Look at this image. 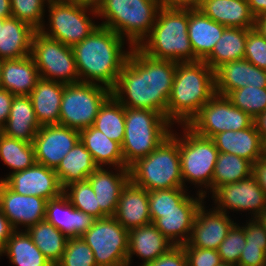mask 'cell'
<instances>
[{
	"mask_svg": "<svg viewBox=\"0 0 266 266\" xmlns=\"http://www.w3.org/2000/svg\"><path fill=\"white\" fill-rule=\"evenodd\" d=\"M130 50L112 95L124 107L153 110L166 117L177 62L152 58L138 47Z\"/></svg>",
	"mask_w": 266,
	"mask_h": 266,
	"instance_id": "1",
	"label": "cell"
},
{
	"mask_svg": "<svg viewBox=\"0 0 266 266\" xmlns=\"http://www.w3.org/2000/svg\"><path fill=\"white\" fill-rule=\"evenodd\" d=\"M122 45L123 38L100 25L83 41L73 45L79 79L87 76L80 81L95 83L93 80H96L112 90L130 53H124Z\"/></svg>",
	"mask_w": 266,
	"mask_h": 266,
	"instance_id": "2",
	"label": "cell"
},
{
	"mask_svg": "<svg viewBox=\"0 0 266 266\" xmlns=\"http://www.w3.org/2000/svg\"><path fill=\"white\" fill-rule=\"evenodd\" d=\"M215 94L214 71L204 61L177 62L166 118L188 125Z\"/></svg>",
	"mask_w": 266,
	"mask_h": 266,
	"instance_id": "3",
	"label": "cell"
},
{
	"mask_svg": "<svg viewBox=\"0 0 266 266\" xmlns=\"http://www.w3.org/2000/svg\"><path fill=\"white\" fill-rule=\"evenodd\" d=\"M159 11L148 41L146 44L143 41L138 48L155 59L195 62V54L188 36L189 9L161 7Z\"/></svg>",
	"mask_w": 266,
	"mask_h": 266,
	"instance_id": "4",
	"label": "cell"
},
{
	"mask_svg": "<svg viewBox=\"0 0 266 266\" xmlns=\"http://www.w3.org/2000/svg\"><path fill=\"white\" fill-rule=\"evenodd\" d=\"M130 181L147 191L184 188L178 138L170 134L148 156L129 167Z\"/></svg>",
	"mask_w": 266,
	"mask_h": 266,
	"instance_id": "5",
	"label": "cell"
},
{
	"mask_svg": "<svg viewBox=\"0 0 266 266\" xmlns=\"http://www.w3.org/2000/svg\"><path fill=\"white\" fill-rule=\"evenodd\" d=\"M160 8L159 0H103L96 14L107 19L100 26L121 38L126 35L130 46L138 47L151 32Z\"/></svg>",
	"mask_w": 266,
	"mask_h": 266,
	"instance_id": "6",
	"label": "cell"
},
{
	"mask_svg": "<svg viewBox=\"0 0 266 266\" xmlns=\"http://www.w3.org/2000/svg\"><path fill=\"white\" fill-rule=\"evenodd\" d=\"M169 123L159 112L125 107V135L121 150L128 168L138 159L148 156L170 136Z\"/></svg>",
	"mask_w": 266,
	"mask_h": 266,
	"instance_id": "7",
	"label": "cell"
},
{
	"mask_svg": "<svg viewBox=\"0 0 266 266\" xmlns=\"http://www.w3.org/2000/svg\"><path fill=\"white\" fill-rule=\"evenodd\" d=\"M111 95L112 90L97 83L79 81L66 84L59 124L78 131L93 126L101 106Z\"/></svg>",
	"mask_w": 266,
	"mask_h": 266,
	"instance_id": "8",
	"label": "cell"
},
{
	"mask_svg": "<svg viewBox=\"0 0 266 266\" xmlns=\"http://www.w3.org/2000/svg\"><path fill=\"white\" fill-rule=\"evenodd\" d=\"M30 56L38 68L40 78L56 81L54 78L57 77L64 84L80 81L72 48L40 31H36L33 36Z\"/></svg>",
	"mask_w": 266,
	"mask_h": 266,
	"instance_id": "9",
	"label": "cell"
},
{
	"mask_svg": "<svg viewBox=\"0 0 266 266\" xmlns=\"http://www.w3.org/2000/svg\"><path fill=\"white\" fill-rule=\"evenodd\" d=\"M81 237L92 249L97 266H127L129 231L114 217L96 219Z\"/></svg>",
	"mask_w": 266,
	"mask_h": 266,
	"instance_id": "10",
	"label": "cell"
},
{
	"mask_svg": "<svg viewBox=\"0 0 266 266\" xmlns=\"http://www.w3.org/2000/svg\"><path fill=\"white\" fill-rule=\"evenodd\" d=\"M184 129L187 130L185 137L178 140L182 180L205 184L212 189L219 151L211 138L196 134L187 125Z\"/></svg>",
	"mask_w": 266,
	"mask_h": 266,
	"instance_id": "11",
	"label": "cell"
},
{
	"mask_svg": "<svg viewBox=\"0 0 266 266\" xmlns=\"http://www.w3.org/2000/svg\"><path fill=\"white\" fill-rule=\"evenodd\" d=\"M254 118L234 106L226 96L215 94L187 125L196 134L212 138L223 131H239L250 127Z\"/></svg>",
	"mask_w": 266,
	"mask_h": 266,
	"instance_id": "12",
	"label": "cell"
},
{
	"mask_svg": "<svg viewBox=\"0 0 266 266\" xmlns=\"http://www.w3.org/2000/svg\"><path fill=\"white\" fill-rule=\"evenodd\" d=\"M51 33L44 27L39 31L45 36L72 47L87 38L98 26L86 16L88 7L60 1H48Z\"/></svg>",
	"mask_w": 266,
	"mask_h": 266,
	"instance_id": "13",
	"label": "cell"
},
{
	"mask_svg": "<svg viewBox=\"0 0 266 266\" xmlns=\"http://www.w3.org/2000/svg\"><path fill=\"white\" fill-rule=\"evenodd\" d=\"M79 140V131L73 128L60 124L41 126L32 142L36 162L56 169Z\"/></svg>",
	"mask_w": 266,
	"mask_h": 266,
	"instance_id": "14",
	"label": "cell"
},
{
	"mask_svg": "<svg viewBox=\"0 0 266 266\" xmlns=\"http://www.w3.org/2000/svg\"><path fill=\"white\" fill-rule=\"evenodd\" d=\"M203 197H205V194L199 191L198 200L186 196L178 204V210L150 211L151 221L169 241L172 240L174 246H182L189 241ZM188 232H190L189 236L187 235ZM177 236H181L180 239L173 241Z\"/></svg>",
	"mask_w": 266,
	"mask_h": 266,
	"instance_id": "15",
	"label": "cell"
},
{
	"mask_svg": "<svg viewBox=\"0 0 266 266\" xmlns=\"http://www.w3.org/2000/svg\"><path fill=\"white\" fill-rule=\"evenodd\" d=\"M0 181L18 194L39 196L47 201L64 192L55 169L37 162L30 168L11 173Z\"/></svg>",
	"mask_w": 266,
	"mask_h": 266,
	"instance_id": "16",
	"label": "cell"
},
{
	"mask_svg": "<svg viewBox=\"0 0 266 266\" xmlns=\"http://www.w3.org/2000/svg\"><path fill=\"white\" fill-rule=\"evenodd\" d=\"M213 195L216 203L218 202L216 210L221 212H226V207L233 210L249 209L255 212L256 218L266 208V194L252 175L247 179L218 187Z\"/></svg>",
	"mask_w": 266,
	"mask_h": 266,
	"instance_id": "17",
	"label": "cell"
},
{
	"mask_svg": "<svg viewBox=\"0 0 266 266\" xmlns=\"http://www.w3.org/2000/svg\"><path fill=\"white\" fill-rule=\"evenodd\" d=\"M46 203L47 200L39 196L18 194L0 181V210L14 230L18 224L29 228L44 220Z\"/></svg>",
	"mask_w": 266,
	"mask_h": 266,
	"instance_id": "18",
	"label": "cell"
},
{
	"mask_svg": "<svg viewBox=\"0 0 266 266\" xmlns=\"http://www.w3.org/2000/svg\"><path fill=\"white\" fill-rule=\"evenodd\" d=\"M215 93L226 96L229 92L246 86L266 88V70L246 59L222 64L214 71Z\"/></svg>",
	"mask_w": 266,
	"mask_h": 266,
	"instance_id": "19",
	"label": "cell"
},
{
	"mask_svg": "<svg viewBox=\"0 0 266 266\" xmlns=\"http://www.w3.org/2000/svg\"><path fill=\"white\" fill-rule=\"evenodd\" d=\"M226 214L216 209L205 213V209L201 205L187 243L191 247L217 250L235 224Z\"/></svg>",
	"mask_w": 266,
	"mask_h": 266,
	"instance_id": "20",
	"label": "cell"
},
{
	"mask_svg": "<svg viewBox=\"0 0 266 266\" xmlns=\"http://www.w3.org/2000/svg\"><path fill=\"white\" fill-rule=\"evenodd\" d=\"M45 220L67 238L81 237L95 222V218L72 206L63 192L46 203Z\"/></svg>",
	"mask_w": 266,
	"mask_h": 266,
	"instance_id": "21",
	"label": "cell"
},
{
	"mask_svg": "<svg viewBox=\"0 0 266 266\" xmlns=\"http://www.w3.org/2000/svg\"><path fill=\"white\" fill-rule=\"evenodd\" d=\"M114 218L128 231L151 224L148 191L129 181L121 191Z\"/></svg>",
	"mask_w": 266,
	"mask_h": 266,
	"instance_id": "22",
	"label": "cell"
},
{
	"mask_svg": "<svg viewBox=\"0 0 266 266\" xmlns=\"http://www.w3.org/2000/svg\"><path fill=\"white\" fill-rule=\"evenodd\" d=\"M211 139L219 152L237 155L252 164L265 156V144L254 123L243 130L220 132Z\"/></svg>",
	"mask_w": 266,
	"mask_h": 266,
	"instance_id": "23",
	"label": "cell"
},
{
	"mask_svg": "<svg viewBox=\"0 0 266 266\" xmlns=\"http://www.w3.org/2000/svg\"><path fill=\"white\" fill-rule=\"evenodd\" d=\"M121 174L107 172L98 167L87 178L95 192L97 206L106 217H114L122 189L130 181L129 168H120Z\"/></svg>",
	"mask_w": 266,
	"mask_h": 266,
	"instance_id": "24",
	"label": "cell"
},
{
	"mask_svg": "<svg viewBox=\"0 0 266 266\" xmlns=\"http://www.w3.org/2000/svg\"><path fill=\"white\" fill-rule=\"evenodd\" d=\"M37 30L15 17L0 19V59L23 58L31 53Z\"/></svg>",
	"mask_w": 266,
	"mask_h": 266,
	"instance_id": "25",
	"label": "cell"
},
{
	"mask_svg": "<svg viewBox=\"0 0 266 266\" xmlns=\"http://www.w3.org/2000/svg\"><path fill=\"white\" fill-rule=\"evenodd\" d=\"M198 9L205 16L226 27H255V17L247 0H204Z\"/></svg>",
	"mask_w": 266,
	"mask_h": 266,
	"instance_id": "26",
	"label": "cell"
},
{
	"mask_svg": "<svg viewBox=\"0 0 266 266\" xmlns=\"http://www.w3.org/2000/svg\"><path fill=\"white\" fill-rule=\"evenodd\" d=\"M39 79L38 68L30 55L3 60L1 88L14 96H29Z\"/></svg>",
	"mask_w": 266,
	"mask_h": 266,
	"instance_id": "27",
	"label": "cell"
},
{
	"mask_svg": "<svg viewBox=\"0 0 266 266\" xmlns=\"http://www.w3.org/2000/svg\"><path fill=\"white\" fill-rule=\"evenodd\" d=\"M226 26L205 16L199 9H189L188 36L195 61H203L221 38Z\"/></svg>",
	"mask_w": 266,
	"mask_h": 266,
	"instance_id": "28",
	"label": "cell"
},
{
	"mask_svg": "<svg viewBox=\"0 0 266 266\" xmlns=\"http://www.w3.org/2000/svg\"><path fill=\"white\" fill-rule=\"evenodd\" d=\"M66 84L40 78L30 98L40 126L59 124L60 106Z\"/></svg>",
	"mask_w": 266,
	"mask_h": 266,
	"instance_id": "29",
	"label": "cell"
},
{
	"mask_svg": "<svg viewBox=\"0 0 266 266\" xmlns=\"http://www.w3.org/2000/svg\"><path fill=\"white\" fill-rule=\"evenodd\" d=\"M174 245L151 223L129 230L127 266L133 254L142 257L144 264L166 254Z\"/></svg>",
	"mask_w": 266,
	"mask_h": 266,
	"instance_id": "30",
	"label": "cell"
},
{
	"mask_svg": "<svg viewBox=\"0 0 266 266\" xmlns=\"http://www.w3.org/2000/svg\"><path fill=\"white\" fill-rule=\"evenodd\" d=\"M40 128L30 96H14L3 134L32 143Z\"/></svg>",
	"mask_w": 266,
	"mask_h": 266,
	"instance_id": "31",
	"label": "cell"
},
{
	"mask_svg": "<svg viewBox=\"0 0 266 266\" xmlns=\"http://www.w3.org/2000/svg\"><path fill=\"white\" fill-rule=\"evenodd\" d=\"M80 141L91 153V156L98 167L102 164H112L119 168H128L125 165L121 145L109 139L100 130L90 126L79 131Z\"/></svg>",
	"mask_w": 266,
	"mask_h": 266,
	"instance_id": "32",
	"label": "cell"
},
{
	"mask_svg": "<svg viewBox=\"0 0 266 266\" xmlns=\"http://www.w3.org/2000/svg\"><path fill=\"white\" fill-rule=\"evenodd\" d=\"M250 30L226 27L212 52L203 61L215 71L222 64L244 59L247 33Z\"/></svg>",
	"mask_w": 266,
	"mask_h": 266,
	"instance_id": "33",
	"label": "cell"
},
{
	"mask_svg": "<svg viewBox=\"0 0 266 266\" xmlns=\"http://www.w3.org/2000/svg\"><path fill=\"white\" fill-rule=\"evenodd\" d=\"M98 166L91 153L79 140L76 145L61 160L55 172L63 188L72 182L84 181Z\"/></svg>",
	"mask_w": 266,
	"mask_h": 266,
	"instance_id": "34",
	"label": "cell"
},
{
	"mask_svg": "<svg viewBox=\"0 0 266 266\" xmlns=\"http://www.w3.org/2000/svg\"><path fill=\"white\" fill-rule=\"evenodd\" d=\"M26 232L46 259L56 266L62 259L68 238L45 219L27 228Z\"/></svg>",
	"mask_w": 266,
	"mask_h": 266,
	"instance_id": "35",
	"label": "cell"
},
{
	"mask_svg": "<svg viewBox=\"0 0 266 266\" xmlns=\"http://www.w3.org/2000/svg\"><path fill=\"white\" fill-rule=\"evenodd\" d=\"M7 253L11 263L16 266H53L37 248L27 232L11 234L4 248L0 251Z\"/></svg>",
	"mask_w": 266,
	"mask_h": 266,
	"instance_id": "36",
	"label": "cell"
},
{
	"mask_svg": "<svg viewBox=\"0 0 266 266\" xmlns=\"http://www.w3.org/2000/svg\"><path fill=\"white\" fill-rule=\"evenodd\" d=\"M93 127L122 145L125 135V107L111 95L101 106Z\"/></svg>",
	"mask_w": 266,
	"mask_h": 266,
	"instance_id": "37",
	"label": "cell"
},
{
	"mask_svg": "<svg viewBox=\"0 0 266 266\" xmlns=\"http://www.w3.org/2000/svg\"><path fill=\"white\" fill-rule=\"evenodd\" d=\"M252 165L250 161L237 155L219 152L212 178V192L222 185L250 177Z\"/></svg>",
	"mask_w": 266,
	"mask_h": 266,
	"instance_id": "38",
	"label": "cell"
},
{
	"mask_svg": "<svg viewBox=\"0 0 266 266\" xmlns=\"http://www.w3.org/2000/svg\"><path fill=\"white\" fill-rule=\"evenodd\" d=\"M0 157L15 172L30 168L36 163L34 147L15 138L2 135L0 138Z\"/></svg>",
	"mask_w": 266,
	"mask_h": 266,
	"instance_id": "39",
	"label": "cell"
},
{
	"mask_svg": "<svg viewBox=\"0 0 266 266\" xmlns=\"http://www.w3.org/2000/svg\"><path fill=\"white\" fill-rule=\"evenodd\" d=\"M70 193L67 194V188ZM64 193L74 208L93 216L95 219L106 218L97 206L95 192L88 180L72 182L65 186Z\"/></svg>",
	"mask_w": 266,
	"mask_h": 266,
	"instance_id": "40",
	"label": "cell"
},
{
	"mask_svg": "<svg viewBox=\"0 0 266 266\" xmlns=\"http://www.w3.org/2000/svg\"><path fill=\"white\" fill-rule=\"evenodd\" d=\"M226 97L252 118L266 111V88L246 86L229 92Z\"/></svg>",
	"mask_w": 266,
	"mask_h": 266,
	"instance_id": "41",
	"label": "cell"
},
{
	"mask_svg": "<svg viewBox=\"0 0 266 266\" xmlns=\"http://www.w3.org/2000/svg\"><path fill=\"white\" fill-rule=\"evenodd\" d=\"M56 266H97L92 249L82 237L68 238L62 259Z\"/></svg>",
	"mask_w": 266,
	"mask_h": 266,
	"instance_id": "42",
	"label": "cell"
},
{
	"mask_svg": "<svg viewBox=\"0 0 266 266\" xmlns=\"http://www.w3.org/2000/svg\"><path fill=\"white\" fill-rule=\"evenodd\" d=\"M44 2L45 0H10L12 17L31 25L39 31L43 27L41 19Z\"/></svg>",
	"mask_w": 266,
	"mask_h": 266,
	"instance_id": "43",
	"label": "cell"
},
{
	"mask_svg": "<svg viewBox=\"0 0 266 266\" xmlns=\"http://www.w3.org/2000/svg\"><path fill=\"white\" fill-rule=\"evenodd\" d=\"M245 243L244 227L241 228L234 224L217 249L221 261L238 266L241 251L246 246Z\"/></svg>",
	"mask_w": 266,
	"mask_h": 266,
	"instance_id": "44",
	"label": "cell"
},
{
	"mask_svg": "<svg viewBox=\"0 0 266 266\" xmlns=\"http://www.w3.org/2000/svg\"><path fill=\"white\" fill-rule=\"evenodd\" d=\"M183 188L148 191L149 211L178 210V204L187 196Z\"/></svg>",
	"mask_w": 266,
	"mask_h": 266,
	"instance_id": "45",
	"label": "cell"
},
{
	"mask_svg": "<svg viewBox=\"0 0 266 266\" xmlns=\"http://www.w3.org/2000/svg\"><path fill=\"white\" fill-rule=\"evenodd\" d=\"M244 59L266 70V39L255 28L247 33Z\"/></svg>",
	"mask_w": 266,
	"mask_h": 266,
	"instance_id": "46",
	"label": "cell"
},
{
	"mask_svg": "<svg viewBox=\"0 0 266 266\" xmlns=\"http://www.w3.org/2000/svg\"><path fill=\"white\" fill-rule=\"evenodd\" d=\"M187 256L188 266H217L222 261L217 250L182 245Z\"/></svg>",
	"mask_w": 266,
	"mask_h": 266,
	"instance_id": "47",
	"label": "cell"
},
{
	"mask_svg": "<svg viewBox=\"0 0 266 266\" xmlns=\"http://www.w3.org/2000/svg\"><path fill=\"white\" fill-rule=\"evenodd\" d=\"M142 266H188V261L184 248L174 246L166 254Z\"/></svg>",
	"mask_w": 266,
	"mask_h": 266,
	"instance_id": "48",
	"label": "cell"
},
{
	"mask_svg": "<svg viewBox=\"0 0 266 266\" xmlns=\"http://www.w3.org/2000/svg\"><path fill=\"white\" fill-rule=\"evenodd\" d=\"M266 262V252L261 246L246 245L238 261V266H261Z\"/></svg>",
	"mask_w": 266,
	"mask_h": 266,
	"instance_id": "49",
	"label": "cell"
},
{
	"mask_svg": "<svg viewBox=\"0 0 266 266\" xmlns=\"http://www.w3.org/2000/svg\"><path fill=\"white\" fill-rule=\"evenodd\" d=\"M254 220L248 223V226L244 227L246 239L245 244L261 246V249L266 252V230L263 228L260 222L257 221V219Z\"/></svg>",
	"mask_w": 266,
	"mask_h": 266,
	"instance_id": "50",
	"label": "cell"
},
{
	"mask_svg": "<svg viewBox=\"0 0 266 266\" xmlns=\"http://www.w3.org/2000/svg\"><path fill=\"white\" fill-rule=\"evenodd\" d=\"M13 99L14 95L11 92L0 88V127H4L9 117Z\"/></svg>",
	"mask_w": 266,
	"mask_h": 266,
	"instance_id": "51",
	"label": "cell"
},
{
	"mask_svg": "<svg viewBox=\"0 0 266 266\" xmlns=\"http://www.w3.org/2000/svg\"><path fill=\"white\" fill-rule=\"evenodd\" d=\"M204 0H159L166 9H198Z\"/></svg>",
	"mask_w": 266,
	"mask_h": 266,
	"instance_id": "52",
	"label": "cell"
},
{
	"mask_svg": "<svg viewBox=\"0 0 266 266\" xmlns=\"http://www.w3.org/2000/svg\"><path fill=\"white\" fill-rule=\"evenodd\" d=\"M252 176L266 194V155L252 165Z\"/></svg>",
	"mask_w": 266,
	"mask_h": 266,
	"instance_id": "53",
	"label": "cell"
},
{
	"mask_svg": "<svg viewBox=\"0 0 266 266\" xmlns=\"http://www.w3.org/2000/svg\"><path fill=\"white\" fill-rule=\"evenodd\" d=\"M14 231L15 230L9 223V220L0 210V251L4 248L6 242Z\"/></svg>",
	"mask_w": 266,
	"mask_h": 266,
	"instance_id": "54",
	"label": "cell"
},
{
	"mask_svg": "<svg viewBox=\"0 0 266 266\" xmlns=\"http://www.w3.org/2000/svg\"><path fill=\"white\" fill-rule=\"evenodd\" d=\"M261 140L266 144V111L257 115L253 121Z\"/></svg>",
	"mask_w": 266,
	"mask_h": 266,
	"instance_id": "55",
	"label": "cell"
},
{
	"mask_svg": "<svg viewBox=\"0 0 266 266\" xmlns=\"http://www.w3.org/2000/svg\"><path fill=\"white\" fill-rule=\"evenodd\" d=\"M255 18L266 15V0H247Z\"/></svg>",
	"mask_w": 266,
	"mask_h": 266,
	"instance_id": "56",
	"label": "cell"
},
{
	"mask_svg": "<svg viewBox=\"0 0 266 266\" xmlns=\"http://www.w3.org/2000/svg\"><path fill=\"white\" fill-rule=\"evenodd\" d=\"M67 3H72L84 7H90L93 13H97V9L101 6L103 0H62Z\"/></svg>",
	"mask_w": 266,
	"mask_h": 266,
	"instance_id": "57",
	"label": "cell"
},
{
	"mask_svg": "<svg viewBox=\"0 0 266 266\" xmlns=\"http://www.w3.org/2000/svg\"><path fill=\"white\" fill-rule=\"evenodd\" d=\"M12 16L10 0H0V19Z\"/></svg>",
	"mask_w": 266,
	"mask_h": 266,
	"instance_id": "58",
	"label": "cell"
},
{
	"mask_svg": "<svg viewBox=\"0 0 266 266\" xmlns=\"http://www.w3.org/2000/svg\"><path fill=\"white\" fill-rule=\"evenodd\" d=\"M254 28L266 39V15L255 18Z\"/></svg>",
	"mask_w": 266,
	"mask_h": 266,
	"instance_id": "59",
	"label": "cell"
},
{
	"mask_svg": "<svg viewBox=\"0 0 266 266\" xmlns=\"http://www.w3.org/2000/svg\"><path fill=\"white\" fill-rule=\"evenodd\" d=\"M255 219H257V221L260 222V224L266 230V208H264Z\"/></svg>",
	"mask_w": 266,
	"mask_h": 266,
	"instance_id": "60",
	"label": "cell"
},
{
	"mask_svg": "<svg viewBox=\"0 0 266 266\" xmlns=\"http://www.w3.org/2000/svg\"><path fill=\"white\" fill-rule=\"evenodd\" d=\"M217 266H237V265H234V264H231V263H225V262H221L219 265Z\"/></svg>",
	"mask_w": 266,
	"mask_h": 266,
	"instance_id": "61",
	"label": "cell"
},
{
	"mask_svg": "<svg viewBox=\"0 0 266 266\" xmlns=\"http://www.w3.org/2000/svg\"><path fill=\"white\" fill-rule=\"evenodd\" d=\"M2 63H3V60L0 59V88H1V72H2Z\"/></svg>",
	"mask_w": 266,
	"mask_h": 266,
	"instance_id": "62",
	"label": "cell"
},
{
	"mask_svg": "<svg viewBox=\"0 0 266 266\" xmlns=\"http://www.w3.org/2000/svg\"><path fill=\"white\" fill-rule=\"evenodd\" d=\"M3 135V127H0V138Z\"/></svg>",
	"mask_w": 266,
	"mask_h": 266,
	"instance_id": "63",
	"label": "cell"
}]
</instances>
